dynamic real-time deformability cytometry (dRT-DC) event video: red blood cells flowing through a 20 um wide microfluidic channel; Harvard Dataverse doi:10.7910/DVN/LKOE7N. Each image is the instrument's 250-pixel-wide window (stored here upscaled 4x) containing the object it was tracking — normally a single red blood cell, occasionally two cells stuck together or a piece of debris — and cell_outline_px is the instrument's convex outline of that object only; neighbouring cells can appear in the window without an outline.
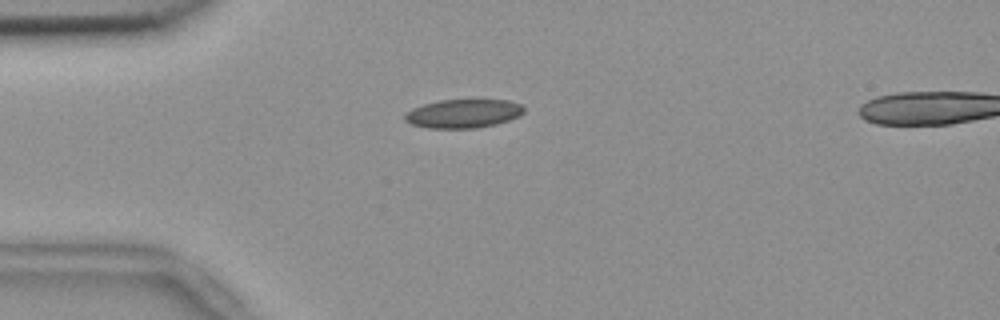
{"species": "common noctule bat (a hibernating species)", "species_latin": "Nyctalus noctula", "temperature_condition": "room temperature", "stored_images_in_passage": 49, "camera_frame_rate_fps": 3000, "um_per_image_px": 0.085, "animal": {"sex": "female", "body_mass_g": 18.4}, "frame": {"image": 1, "passage_image": 8, "time_ms": 2.333, "image_size_px": [1000, 320], "cell_outline_px": [[524, 112], [520, 116], [496, 124], [476, 128], [428, 128], [408, 124], [404, 120], [404, 116], [412, 108], [424, 104], [440, 100], [508, 100], [520, 104], [524, 108]], "centroid_in_image_um": [39.36, 9.66], "position_along_channel_um": 45.6, "area_um2": 19.94}}
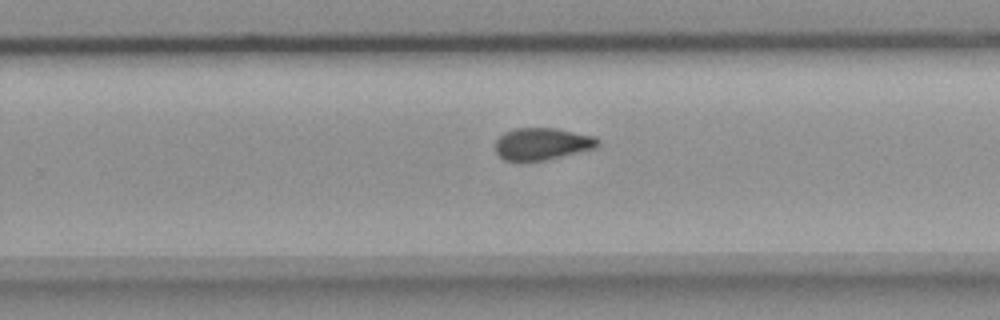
{"frame": {"image": 2, "passage_image": 29, "time_ms": 9.333, "image_size_px": [1000, 320], "cell_outline_px": [[600, 144], [596, 148], [544, 160], [504, 160], [496, 152], [496, 140], [504, 132], [516, 128], [556, 128], [596, 136], [600, 140]], "centroid_in_image_um": [46.12, 12.21], "position_along_channel_um": 283.7, "area_um2": 19.07}}
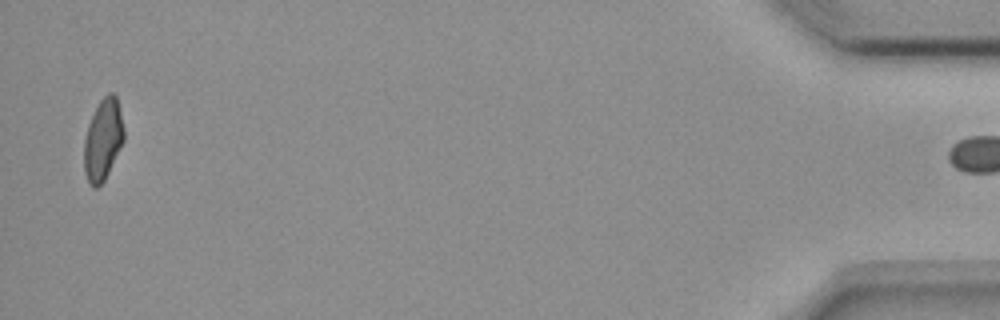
{"frame": {"image": 3, "passage_image": 48, "time_ms": 15.667, "image_size_px": [1000, 320], "cell_outline_px": [[124, 140], [104, 180], [96, 188], [92, 188], [88, 184], [84, 172], [84, 140], [88, 124], [100, 100], [108, 92], [112, 92], [116, 96], [124, 128]], "centroid_in_image_um": [8.74, 11.89], "position_along_channel_um": 426.5, "area_um2": 18.79}, "authors_computed_cell_mechanics": {"area_um2": 19.652, "velocity_mm_per_s": 3.6552, "shape_relaxation_time_tau1_ms": null, "shape_relaxation_time_tau2_ms": 4.1281, "deformation_change_tau1": null, "deformation_change_tau2": 0.0924}}